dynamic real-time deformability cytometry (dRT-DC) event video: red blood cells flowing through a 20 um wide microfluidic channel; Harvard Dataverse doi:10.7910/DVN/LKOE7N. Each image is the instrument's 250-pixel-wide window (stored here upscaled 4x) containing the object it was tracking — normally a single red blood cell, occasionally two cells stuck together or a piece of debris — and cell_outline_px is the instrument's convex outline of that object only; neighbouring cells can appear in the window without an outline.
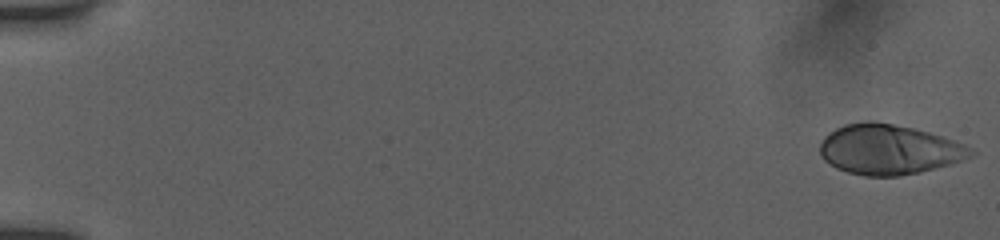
{"species": "human", "species_latin": "Homo sapiens", "temperature_condition": "room temperature", "stored_images_in_passage": 53, "camera_frame_rate_fps": 3000, "um_per_image_px": 0.085, "donor": {"sex": "female"}, "frame": {"image": 1, "passage_image": 1, "time_ms": 0.0, "image_size_px": [1000, 240], "cell_outline_px": [[976, 152], [972, 156], [948, 164], [920, 172], [900, 176], [864, 176], [848, 172], [836, 168], [824, 160], [820, 156], [820, 144], [824, 136], [836, 128], [844, 124], [864, 120], [872, 120], [916, 128], [964, 144], [972, 148]], "centroid_in_image_um": [75.52, 12.69], "position_along_channel_um": 9.5, "area_um2": 44.04}}
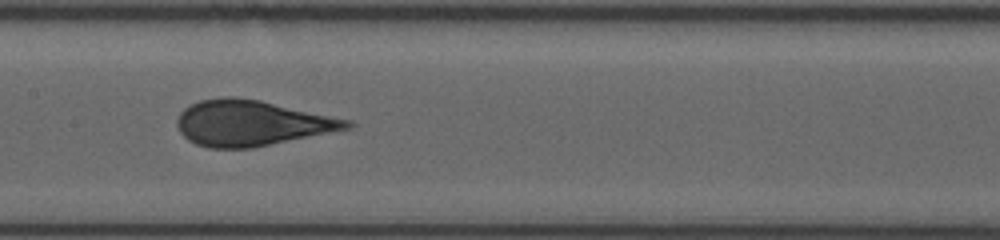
{"frame": {"image": 2, "passage_image": 28, "time_ms": 9.0, "image_size_px": [1000, 240], "cell_outline_px": [[356, 124], [352, 128], [252, 148], [208, 148], [196, 144], [188, 140], [180, 132], [176, 124], [176, 120], [180, 112], [184, 108], [200, 100], [224, 96], [236, 96], [260, 100], [352, 120]], "centroid_in_image_um": [21.39, 10.45], "position_along_channel_um": 186.0, "area_um2": 45.32}}
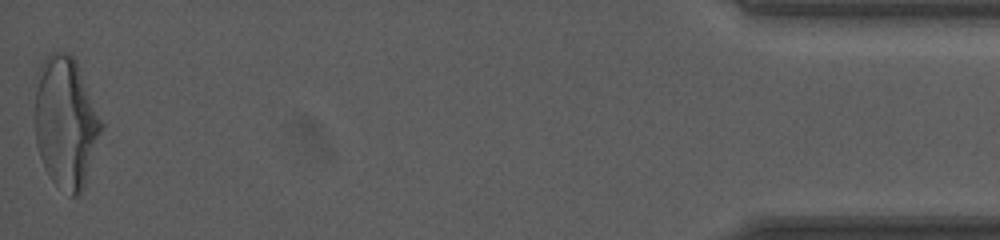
{"frame": {"image": 3, "passage_image": 53, "time_ms": 17.333, "image_size_px": [1000, 240], "cell_outline_px": [[104, 124], [84, 188], [80, 196], [72, 196], [56, 184], [48, 176], [44, 168], [36, 144], [36, 72], [40, 64], [52, 52], [68, 52], [76, 60]], "centroid_in_image_um": [5.6, 10.4], "position_along_channel_um": 429.6, "area_um2": 50.92}, "authors_computed_cell_mechanics": {"area_um2": 44.795, "velocity_mm_per_s": 3.9169, "shape_relaxation_time_tau1_ms": 5.7621, "shape_relaxation_time_tau2_ms": null, "deformation_change_tau1": 0.233, "deformation_change_tau2": null}}